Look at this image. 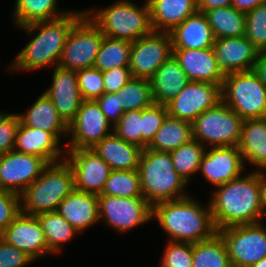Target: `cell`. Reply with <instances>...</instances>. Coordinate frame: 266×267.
<instances>
[{
	"instance_id": "cell-16",
	"label": "cell",
	"mask_w": 266,
	"mask_h": 267,
	"mask_svg": "<svg viewBox=\"0 0 266 267\" xmlns=\"http://www.w3.org/2000/svg\"><path fill=\"white\" fill-rule=\"evenodd\" d=\"M65 159L74 173L75 190L100 195L112 169L92 149L66 150Z\"/></svg>"
},
{
	"instance_id": "cell-14",
	"label": "cell",
	"mask_w": 266,
	"mask_h": 267,
	"mask_svg": "<svg viewBox=\"0 0 266 267\" xmlns=\"http://www.w3.org/2000/svg\"><path fill=\"white\" fill-rule=\"evenodd\" d=\"M221 86L190 81L166 104L168 115L192 123L204 111L214 108L222 101Z\"/></svg>"
},
{
	"instance_id": "cell-24",
	"label": "cell",
	"mask_w": 266,
	"mask_h": 267,
	"mask_svg": "<svg viewBox=\"0 0 266 267\" xmlns=\"http://www.w3.org/2000/svg\"><path fill=\"white\" fill-rule=\"evenodd\" d=\"M172 48L206 49L213 47L215 37L207 17L196 11L171 32Z\"/></svg>"
},
{
	"instance_id": "cell-36",
	"label": "cell",
	"mask_w": 266,
	"mask_h": 267,
	"mask_svg": "<svg viewBox=\"0 0 266 267\" xmlns=\"http://www.w3.org/2000/svg\"><path fill=\"white\" fill-rule=\"evenodd\" d=\"M132 43L125 40L103 37L94 67L101 72L112 68L129 66Z\"/></svg>"
},
{
	"instance_id": "cell-49",
	"label": "cell",
	"mask_w": 266,
	"mask_h": 267,
	"mask_svg": "<svg viewBox=\"0 0 266 267\" xmlns=\"http://www.w3.org/2000/svg\"><path fill=\"white\" fill-rule=\"evenodd\" d=\"M232 2L233 0H197V9L204 13L213 8L232 6Z\"/></svg>"
},
{
	"instance_id": "cell-44",
	"label": "cell",
	"mask_w": 266,
	"mask_h": 267,
	"mask_svg": "<svg viewBox=\"0 0 266 267\" xmlns=\"http://www.w3.org/2000/svg\"><path fill=\"white\" fill-rule=\"evenodd\" d=\"M20 212V195L0 189V234Z\"/></svg>"
},
{
	"instance_id": "cell-26",
	"label": "cell",
	"mask_w": 266,
	"mask_h": 267,
	"mask_svg": "<svg viewBox=\"0 0 266 267\" xmlns=\"http://www.w3.org/2000/svg\"><path fill=\"white\" fill-rule=\"evenodd\" d=\"M92 150L112 170H137L143 149L127 143L112 132L98 142Z\"/></svg>"
},
{
	"instance_id": "cell-4",
	"label": "cell",
	"mask_w": 266,
	"mask_h": 267,
	"mask_svg": "<svg viewBox=\"0 0 266 267\" xmlns=\"http://www.w3.org/2000/svg\"><path fill=\"white\" fill-rule=\"evenodd\" d=\"M133 2L118 0L100 10L85 9V13L104 36L132 43L154 31L148 1L142 6Z\"/></svg>"
},
{
	"instance_id": "cell-15",
	"label": "cell",
	"mask_w": 266,
	"mask_h": 267,
	"mask_svg": "<svg viewBox=\"0 0 266 267\" xmlns=\"http://www.w3.org/2000/svg\"><path fill=\"white\" fill-rule=\"evenodd\" d=\"M49 163L34 155L11 150L0 156V189L20 195Z\"/></svg>"
},
{
	"instance_id": "cell-25",
	"label": "cell",
	"mask_w": 266,
	"mask_h": 267,
	"mask_svg": "<svg viewBox=\"0 0 266 267\" xmlns=\"http://www.w3.org/2000/svg\"><path fill=\"white\" fill-rule=\"evenodd\" d=\"M17 114L24 125L47 131L59 142L68 137V125L59 116L53 102L45 92L38 96L26 112Z\"/></svg>"
},
{
	"instance_id": "cell-17",
	"label": "cell",
	"mask_w": 266,
	"mask_h": 267,
	"mask_svg": "<svg viewBox=\"0 0 266 267\" xmlns=\"http://www.w3.org/2000/svg\"><path fill=\"white\" fill-rule=\"evenodd\" d=\"M7 244L28 255L34 262L51 255L45 234L35 215L19 212L9 226L0 234Z\"/></svg>"
},
{
	"instance_id": "cell-6",
	"label": "cell",
	"mask_w": 266,
	"mask_h": 267,
	"mask_svg": "<svg viewBox=\"0 0 266 267\" xmlns=\"http://www.w3.org/2000/svg\"><path fill=\"white\" fill-rule=\"evenodd\" d=\"M74 189V173L67 160L49 163L42 174L20 194V211L35 216L54 212Z\"/></svg>"
},
{
	"instance_id": "cell-40",
	"label": "cell",
	"mask_w": 266,
	"mask_h": 267,
	"mask_svg": "<svg viewBox=\"0 0 266 267\" xmlns=\"http://www.w3.org/2000/svg\"><path fill=\"white\" fill-rule=\"evenodd\" d=\"M245 37L260 52L266 50V2L246 13Z\"/></svg>"
},
{
	"instance_id": "cell-41",
	"label": "cell",
	"mask_w": 266,
	"mask_h": 267,
	"mask_svg": "<svg viewBox=\"0 0 266 267\" xmlns=\"http://www.w3.org/2000/svg\"><path fill=\"white\" fill-rule=\"evenodd\" d=\"M192 243L168 241L160 260V267H192Z\"/></svg>"
},
{
	"instance_id": "cell-33",
	"label": "cell",
	"mask_w": 266,
	"mask_h": 267,
	"mask_svg": "<svg viewBox=\"0 0 266 267\" xmlns=\"http://www.w3.org/2000/svg\"><path fill=\"white\" fill-rule=\"evenodd\" d=\"M45 234L48 249L58 254L62 247L80 233L56 211L36 215Z\"/></svg>"
},
{
	"instance_id": "cell-47",
	"label": "cell",
	"mask_w": 266,
	"mask_h": 267,
	"mask_svg": "<svg viewBox=\"0 0 266 267\" xmlns=\"http://www.w3.org/2000/svg\"><path fill=\"white\" fill-rule=\"evenodd\" d=\"M95 101L106 116V119L114 127L124 113L121 102L119 101V96L116 93H104Z\"/></svg>"
},
{
	"instance_id": "cell-20",
	"label": "cell",
	"mask_w": 266,
	"mask_h": 267,
	"mask_svg": "<svg viewBox=\"0 0 266 267\" xmlns=\"http://www.w3.org/2000/svg\"><path fill=\"white\" fill-rule=\"evenodd\" d=\"M213 50L224 74L252 70L260 53L245 36L215 39Z\"/></svg>"
},
{
	"instance_id": "cell-51",
	"label": "cell",
	"mask_w": 266,
	"mask_h": 267,
	"mask_svg": "<svg viewBox=\"0 0 266 267\" xmlns=\"http://www.w3.org/2000/svg\"><path fill=\"white\" fill-rule=\"evenodd\" d=\"M265 2L266 0H233L232 6L246 14Z\"/></svg>"
},
{
	"instance_id": "cell-54",
	"label": "cell",
	"mask_w": 266,
	"mask_h": 267,
	"mask_svg": "<svg viewBox=\"0 0 266 267\" xmlns=\"http://www.w3.org/2000/svg\"><path fill=\"white\" fill-rule=\"evenodd\" d=\"M251 267H266V257L260 259L258 262H256L254 265Z\"/></svg>"
},
{
	"instance_id": "cell-21",
	"label": "cell",
	"mask_w": 266,
	"mask_h": 267,
	"mask_svg": "<svg viewBox=\"0 0 266 267\" xmlns=\"http://www.w3.org/2000/svg\"><path fill=\"white\" fill-rule=\"evenodd\" d=\"M173 56L189 81L222 85L225 74L218 67L213 47L206 49L172 48Z\"/></svg>"
},
{
	"instance_id": "cell-46",
	"label": "cell",
	"mask_w": 266,
	"mask_h": 267,
	"mask_svg": "<svg viewBox=\"0 0 266 267\" xmlns=\"http://www.w3.org/2000/svg\"><path fill=\"white\" fill-rule=\"evenodd\" d=\"M104 93H116L131 79L129 66L112 68L103 71Z\"/></svg>"
},
{
	"instance_id": "cell-22",
	"label": "cell",
	"mask_w": 266,
	"mask_h": 267,
	"mask_svg": "<svg viewBox=\"0 0 266 267\" xmlns=\"http://www.w3.org/2000/svg\"><path fill=\"white\" fill-rule=\"evenodd\" d=\"M51 133L24 125L21 121L16 132L14 150L41 157L48 163L65 159L66 150Z\"/></svg>"
},
{
	"instance_id": "cell-23",
	"label": "cell",
	"mask_w": 266,
	"mask_h": 267,
	"mask_svg": "<svg viewBox=\"0 0 266 267\" xmlns=\"http://www.w3.org/2000/svg\"><path fill=\"white\" fill-rule=\"evenodd\" d=\"M56 212L82 234L100 222L98 195L74 189L58 204Z\"/></svg>"
},
{
	"instance_id": "cell-31",
	"label": "cell",
	"mask_w": 266,
	"mask_h": 267,
	"mask_svg": "<svg viewBox=\"0 0 266 267\" xmlns=\"http://www.w3.org/2000/svg\"><path fill=\"white\" fill-rule=\"evenodd\" d=\"M192 139V123L167 115L147 149L171 152Z\"/></svg>"
},
{
	"instance_id": "cell-39",
	"label": "cell",
	"mask_w": 266,
	"mask_h": 267,
	"mask_svg": "<svg viewBox=\"0 0 266 267\" xmlns=\"http://www.w3.org/2000/svg\"><path fill=\"white\" fill-rule=\"evenodd\" d=\"M142 110L125 111L113 132L127 143L142 148Z\"/></svg>"
},
{
	"instance_id": "cell-8",
	"label": "cell",
	"mask_w": 266,
	"mask_h": 267,
	"mask_svg": "<svg viewBox=\"0 0 266 267\" xmlns=\"http://www.w3.org/2000/svg\"><path fill=\"white\" fill-rule=\"evenodd\" d=\"M244 120L222 101L192 122L193 139L205 147L238 146Z\"/></svg>"
},
{
	"instance_id": "cell-7",
	"label": "cell",
	"mask_w": 266,
	"mask_h": 267,
	"mask_svg": "<svg viewBox=\"0 0 266 267\" xmlns=\"http://www.w3.org/2000/svg\"><path fill=\"white\" fill-rule=\"evenodd\" d=\"M221 95L243 120L266 118V86L253 70L225 74Z\"/></svg>"
},
{
	"instance_id": "cell-50",
	"label": "cell",
	"mask_w": 266,
	"mask_h": 267,
	"mask_svg": "<svg viewBox=\"0 0 266 267\" xmlns=\"http://www.w3.org/2000/svg\"><path fill=\"white\" fill-rule=\"evenodd\" d=\"M252 70L257 75L258 79L266 86V50L259 53Z\"/></svg>"
},
{
	"instance_id": "cell-45",
	"label": "cell",
	"mask_w": 266,
	"mask_h": 267,
	"mask_svg": "<svg viewBox=\"0 0 266 267\" xmlns=\"http://www.w3.org/2000/svg\"><path fill=\"white\" fill-rule=\"evenodd\" d=\"M33 262L20 249L0 238V267H26Z\"/></svg>"
},
{
	"instance_id": "cell-13",
	"label": "cell",
	"mask_w": 266,
	"mask_h": 267,
	"mask_svg": "<svg viewBox=\"0 0 266 267\" xmlns=\"http://www.w3.org/2000/svg\"><path fill=\"white\" fill-rule=\"evenodd\" d=\"M172 55V40L168 32L153 31L132 42L129 60L132 77L150 80Z\"/></svg>"
},
{
	"instance_id": "cell-30",
	"label": "cell",
	"mask_w": 266,
	"mask_h": 267,
	"mask_svg": "<svg viewBox=\"0 0 266 267\" xmlns=\"http://www.w3.org/2000/svg\"><path fill=\"white\" fill-rule=\"evenodd\" d=\"M58 0H16L12 16L15 28L61 18L70 11L58 10Z\"/></svg>"
},
{
	"instance_id": "cell-2",
	"label": "cell",
	"mask_w": 266,
	"mask_h": 267,
	"mask_svg": "<svg viewBox=\"0 0 266 267\" xmlns=\"http://www.w3.org/2000/svg\"><path fill=\"white\" fill-rule=\"evenodd\" d=\"M85 15V10L70 11L58 19L17 27L24 29L31 40L17 53L8 70L28 72L58 66L69 33Z\"/></svg>"
},
{
	"instance_id": "cell-1",
	"label": "cell",
	"mask_w": 266,
	"mask_h": 267,
	"mask_svg": "<svg viewBox=\"0 0 266 267\" xmlns=\"http://www.w3.org/2000/svg\"><path fill=\"white\" fill-rule=\"evenodd\" d=\"M216 187L211 193L209 205L215 227H226L263 222L260 171L248 174Z\"/></svg>"
},
{
	"instance_id": "cell-35",
	"label": "cell",
	"mask_w": 266,
	"mask_h": 267,
	"mask_svg": "<svg viewBox=\"0 0 266 267\" xmlns=\"http://www.w3.org/2000/svg\"><path fill=\"white\" fill-rule=\"evenodd\" d=\"M205 149L204 145L192 139L170 152L174 170L188 185L192 176L198 173Z\"/></svg>"
},
{
	"instance_id": "cell-10",
	"label": "cell",
	"mask_w": 266,
	"mask_h": 267,
	"mask_svg": "<svg viewBox=\"0 0 266 267\" xmlns=\"http://www.w3.org/2000/svg\"><path fill=\"white\" fill-rule=\"evenodd\" d=\"M104 35L85 15L71 30L58 66L78 71L93 67Z\"/></svg>"
},
{
	"instance_id": "cell-29",
	"label": "cell",
	"mask_w": 266,
	"mask_h": 267,
	"mask_svg": "<svg viewBox=\"0 0 266 267\" xmlns=\"http://www.w3.org/2000/svg\"><path fill=\"white\" fill-rule=\"evenodd\" d=\"M238 148L244 164L266 171V118L244 120Z\"/></svg>"
},
{
	"instance_id": "cell-27",
	"label": "cell",
	"mask_w": 266,
	"mask_h": 267,
	"mask_svg": "<svg viewBox=\"0 0 266 267\" xmlns=\"http://www.w3.org/2000/svg\"><path fill=\"white\" fill-rule=\"evenodd\" d=\"M155 104L166 105L190 82L172 55L150 79Z\"/></svg>"
},
{
	"instance_id": "cell-32",
	"label": "cell",
	"mask_w": 266,
	"mask_h": 267,
	"mask_svg": "<svg viewBox=\"0 0 266 267\" xmlns=\"http://www.w3.org/2000/svg\"><path fill=\"white\" fill-rule=\"evenodd\" d=\"M215 39L245 36L246 14L233 6L213 8L204 12Z\"/></svg>"
},
{
	"instance_id": "cell-42",
	"label": "cell",
	"mask_w": 266,
	"mask_h": 267,
	"mask_svg": "<svg viewBox=\"0 0 266 267\" xmlns=\"http://www.w3.org/2000/svg\"><path fill=\"white\" fill-rule=\"evenodd\" d=\"M168 115L166 105L153 104L142 110V149H146Z\"/></svg>"
},
{
	"instance_id": "cell-11",
	"label": "cell",
	"mask_w": 266,
	"mask_h": 267,
	"mask_svg": "<svg viewBox=\"0 0 266 267\" xmlns=\"http://www.w3.org/2000/svg\"><path fill=\"white\" fill-rule=\"evenodd\" d=\"M99 221L120 234L152 221V206L144 197L98 195Z\"/></svg>"
},
{
	"instance_id": "cell-12",
	"label": "cell",
	"mask_w": 266,
	"mask_h": 267,
	"mask_svg": "<svg viewBox=\"0 0 266 267\" xmlns=\"http://www.w3.org/2000/svg\"><path fill=\"white\" fill-rule=\"evenodd\" d=\"M112 132L113 126L106 119L97 102L83 100L75 119L68 125L69 139L67 140L69 141L64 142L65 150L92 149Z\"/></svg>"
},
{
	"instance_id": "cell-53",
	"label": "cell",
	"mask_w": 266,
	"mask_h": 267,
	"mask_svg": "<svg viewBox=\"0 0 266 267\" xmlns=\"http://www.w3.org/2000/svg\"><path fill=\"white\" fill-rule=\"evenodd\" d=\"M13 113H7L4 111H0V126L5 123V121L12 115Z\"/></svg>"
},
{
	"instance_id": "cell-43",
	"label": "cell",
	"mask_w": 266,
	"mask_h": 267,
	"mask_svg": "<svg viewBox=\"0 0 266 267\" xmlns=\"http://www.w3.org/2000/svg\"><path fill=\"white\" fill-rule=\"evenodd\" d=\"M83 100H96L104 94L103 75L94 66L76 71Z\"/></svg>"
},
{
	"instance_id": "cell-18",
	"label": "cell",
	"mask_w": 266,
	"mask_h": 267,
	"mask_svg": "<svg viewBox=\"0 0 266 267\" xmlns=\"http://www.w3.org/2000/svg\"><path fill=\"white\" fill-rule=\"evenodd\" d=\"M208 148L202 156L198 173L215 188L244 174L246 166L238 146Z\"/></svg>"
},
{
	"instance_id": "cell-34",
	"label": "cell",
	"mask_w": 266,
	"mask_h": 267,
	"mask_svg": "<svg viewBox=\"0 0 266 267\" xmlns=\"http://www.w3.org/2000/svg\"><path fill=\"white\" fill-rule=\"evenodd\" d=\"M192 267H232L222 236L217 232L212 238L192 244Z\"/></svg>"
},
{
	"instance_id": "cell-28",
	"label": "cell",
	"mask_w": 266,
	"mask_h": 267,
	"mask_svg": "<svg viewBox=\"0 0 266 267\" xmlns=\"http://www.w3.org/2000/svg\"><path fill=\"white\" fill-rule=\"evenodd\" d=\"M154 31L171 32L197 9V0H147Z\"/></svg>"
},
{
	"instance_id": "cell-52",
	"label": "cell",
	"mask_w": 266,
	"mask_h": 267,
	"mask_svg": "<svg viewBox=\"0 0 266 267\" xmlns=\"http://www.w3.org/2000/svg\"><path fill=\"white\" fill-rule=\"evenodd\" d=\"M260 186L264 215H266V171H260Z\"/></svg>"
},
{
	"instance_id": "cell-38",
	"label": "cell",
	"mask_w": 266,
	"mask_h": 267,
	"mask_svg": "<svg viewBox=\"0 0 266 267\" xmlns=\"http://www.w3.org/2000/svg\"><path fill=\"white\" fill-rule=\"evenodd\" d=\"M100 195L143 197L138 170H112Z\"/></svg>"
},
{
	"instance_id": "cell-5",
	"label": "cell",
	"mask_w": 266,
	"mask_h": 267,
	"mask_svg": "<svg viewBox=\"0 0 266 267\" xmlns=\"http://www.w3.org/2000/svg\"><path fill=\"white\" fill-rule=\"evenodd\" d=\"M137 170L143 197L151 206L189 195L188 184L174 170L170 152L142 150Z\"/></svg>"
},
{
	"instance_id": "cell-3",
	"label": "cell",
	"mask_w": 266,
	"mask_h": 267,
	"mask_svg": "<svg viewBox=\"0 0 266 267\" xmlns=\"http://www.w3.org/2000/svg\"><path fill=\"white\" fill-rule=\"evenodd\" d=\"M190 195L152 206V219L158 222L168 241L197 243L212 238L218 231L211 208Z\"/></svg>"
},
{
	"instance_id": "cell-9",
	"label": "cell",
	"mask_w": 266,
	"mask_h": 267,
	"mask_svg": "<svg viewBox=\"0 0 266 267\" xmlns=\"http://www.w3.org/2000/svg\"><path fill=\"white\" fill-rule=\"evenodd\" d=\"M218 233L225 241L232 267H251L266 257L264 222L230 226Z\"/></svg>"
},
{
	"instance_id": "cell-19",
	"label": "cell",
	"mask_w": 266,
	"mask_h": 267,
	"mask_svg": "<svg viewBox=\"0 0 266 267\" xmlns=\"http://www.w3.org/2000/svg\"><path fill=\"white\" fill-rule=\"evenodd\" d=\"M52 84L44 92L51 99L59 116L69 125L76 117L83 101L76 71L53 67Z\"/></svg>"
},
{
	"instance_id": "cell-48",
	"label": "cell",
	"mask_w": 266,
	"mask_h": 267,
	"mask_svg": "<svg viewBox=\"0 0 266 267\" xmlns=\"http://www.w3.org/2000/svg\"><path fill=\"white\" fill-rule=\"evenodd\" d=\"M19 123V115L13 113L5 123L0 126V156L14 149Z\"/></svg>"
},
{
	"instance_id": "cell-37",
	"label": "cell",
	"mask_w": 266,
	"mask_h": 267,
	"mask_svg": "<svg viewBox=\"0 0 266 267\" xmlns=\"http://www.w3.org/2000/svg\"><path fill=\"white\" fill-rule=\"evenodd\" d=\"M116 94L119 96L124 112L143 110L154 104L151 82L147 79L131 77Z\"/></svg>"
}]
</instances>
